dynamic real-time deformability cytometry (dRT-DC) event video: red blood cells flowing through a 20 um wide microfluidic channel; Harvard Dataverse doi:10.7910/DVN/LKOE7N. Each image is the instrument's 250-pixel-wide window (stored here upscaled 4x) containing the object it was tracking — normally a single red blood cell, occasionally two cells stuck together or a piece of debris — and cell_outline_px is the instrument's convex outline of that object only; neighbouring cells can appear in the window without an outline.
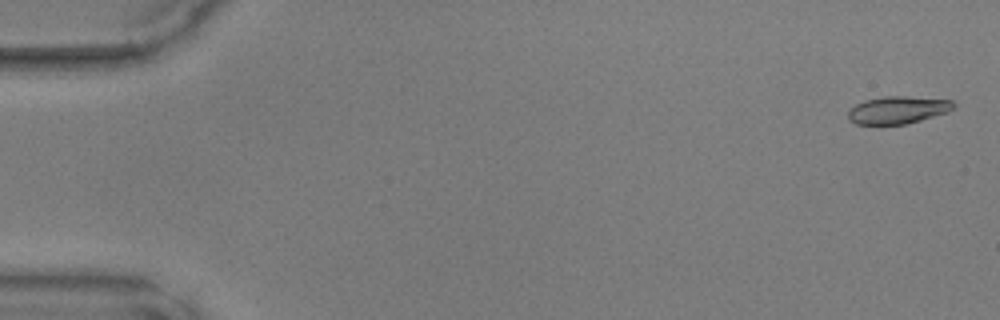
{"species": "common noctule bat (a hibernating species)", "species_latin": "Nyctalus noctula", "temperature_condition": "warm", "stored_images_in_passage": 24, "camera_frame_rate_fps": 3000, "um_per_image_px": 0.085, "animal": {"sex": "male", "body_mass_g": 17.9, "forearm_length_mm": 54.2}, "frame": {"image": 1, "passage_image": 1, "time_ms": 0.0, "image_size_px": [1000, 320], "cell_outline_px": [[956, 108], [948, 112], [920, 120], [904, 124], [856, 124], [848, 120], [848, 112], [856, 104], [864, 100], [884, 96], [904, 96], [952, 100], [956, 104]], "centroid_in_image_um": [76.33, 9.34], "position_along_channel_um": 8.7, "area_um2": 16.88}}
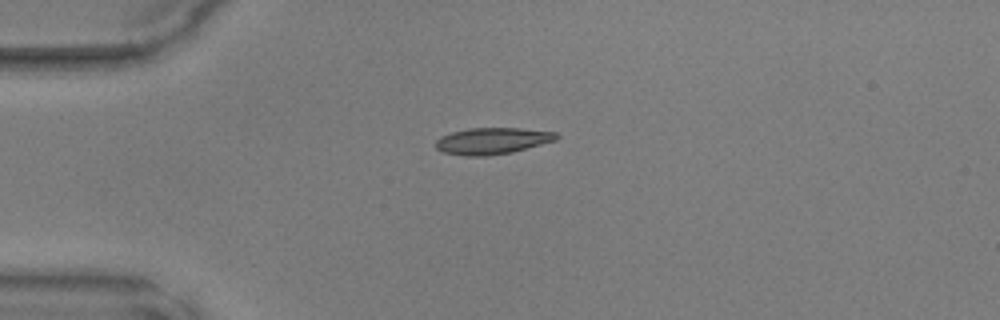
{"frame": {"image": 2, "passage_image": 12, "time_ms": 3.667, "image_size_px": [1000, 320], "cell_outline_px": [[560, 136], [556, 140], [512, 152], [488, 156], [464, 156], [444, 152], [436, 148], [436, 140], [440, 136], [452, 132], [468, 128], [520, 128], [556, 132]], "centroid_in_image_um": [41.84, 11.97], "position_along_channel_um": 43.2, "area_um2": 18.67}}